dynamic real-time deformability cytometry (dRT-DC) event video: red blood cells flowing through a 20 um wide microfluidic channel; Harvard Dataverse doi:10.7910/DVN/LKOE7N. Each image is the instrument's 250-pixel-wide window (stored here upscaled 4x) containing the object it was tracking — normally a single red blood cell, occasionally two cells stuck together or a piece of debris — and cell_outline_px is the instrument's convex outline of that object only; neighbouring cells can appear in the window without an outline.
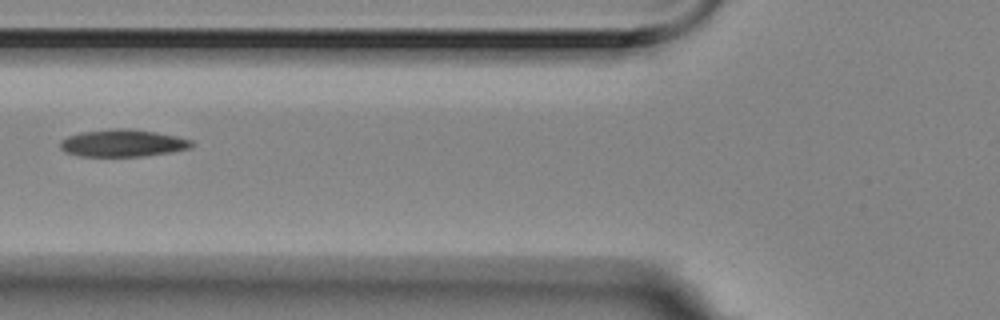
{"species": "Egyptian fruit bat (a non-hibernating species)", "species_latin": "Rousettus aegyptiacus", "temperature_condition": "room temperature", "stored_images_in_passage": 7, "camera_frame_rate_fps": 3000, "um_per_image_px": 0.085, "animal": {"sex": "female"}, "frame": {"image": 1, "passage_image": 4, "time_ms": 1.0, "image_size_px": [1000, 320], "cell_outline_px": [[196, 144], [192, 148], [172, 152], [144, 156], [80, 156], [64, 152], [60, 148], [60, 140], [68, 136], [80, 132], [112, 128], [128, 128], [156, 132], [176, 136], [192, 140]], "centroid_in_image_um": [10.45, 12.16], "position_along_channel_um": 115.3, "area_um2": 21.15}}
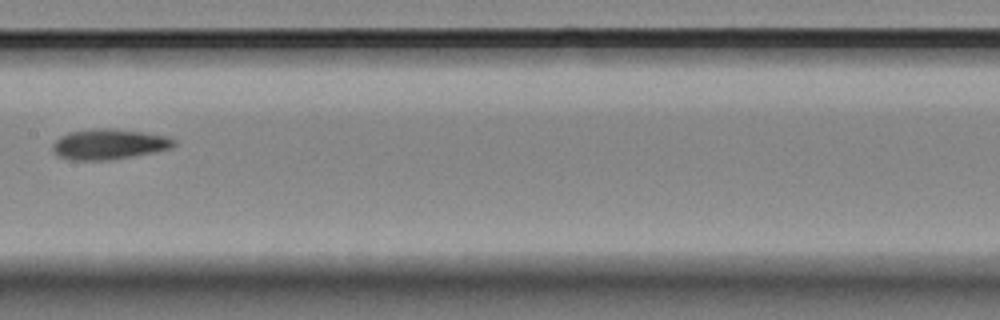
{"frame": {"image": 2, "passage_image": 6, "time_ms": 1.667, "image_size_px": [1000, 320], "cell_outline_px": [[176, 144], [172, 148], [112, 160], [72, 160], [56, 156], [52, 152], [52, 144], [60, 136], [68, 132], [96, 128], [108, 128], [140, 132], [168, 136], [176, 140]], "centroid_in_image_um": [9.22, 12.26], "position_along_channel_um": 198.2, "area_um2": 21.56}}
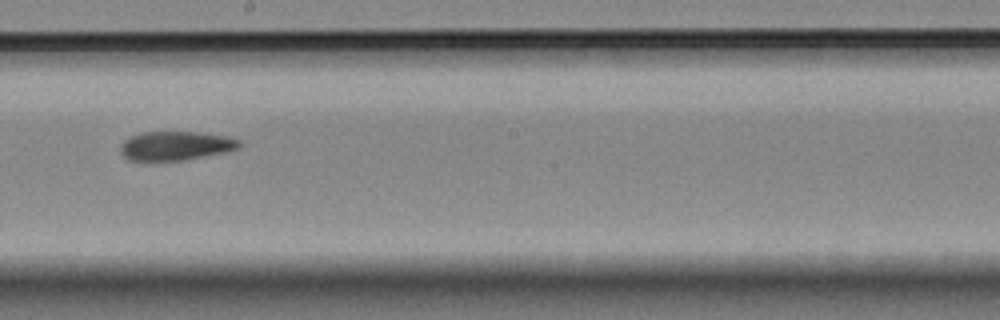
{"frame": {"image": 3, "passage_image": 7, "time_ms": 2.0, "image_size_px": [1000, 320], "cell_outline_px": [[240, 148], [224, 152], [184, 160], [152, 164], [148, 164], [128, 160], [120, 152], [120, 144], [128, 136], [140, 132], [196, 132], [228, 136], [240, 140]], "centroid_in_image_um": [14.83, 12.43], "position_along_channel_um": 233.4, "area_um2": 20.98}}